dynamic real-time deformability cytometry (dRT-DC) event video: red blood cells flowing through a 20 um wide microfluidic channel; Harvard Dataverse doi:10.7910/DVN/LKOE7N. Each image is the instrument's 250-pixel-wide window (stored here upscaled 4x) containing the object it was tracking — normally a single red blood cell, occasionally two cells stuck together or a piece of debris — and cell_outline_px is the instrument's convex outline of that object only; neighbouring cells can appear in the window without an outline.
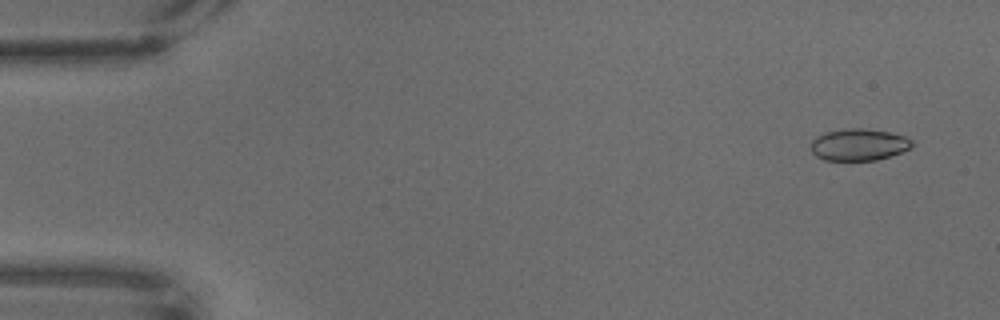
{"species": "common noctule bat (a hibernating species)", "species_latin": "Nyctalus noctula", "temperature_condition": "warm", "stored_images_in_passage": 68, "camera_frame_rate_fps": 3000, "um_per_image_px": 0.085, "animal": {"sex": "male", "body_mass_g": 18.8}, "frame": {"image": 1, "passage_image": 4, "time_ms": 1.0, "image_size_px": [1000, 320], "cell_outline_px": [[912, 148], [876, 160], [824, 160], [816, 156], [812, 152], [812, 140], [816, 136], [824, 132], [852, 128], [864, 128], [888, 132], [904, 136], [912, 140]], "centroid_in_image_um": [72.98, 12.29], "position_along_channel_um": 12.0, "area_um2": 18.61}}
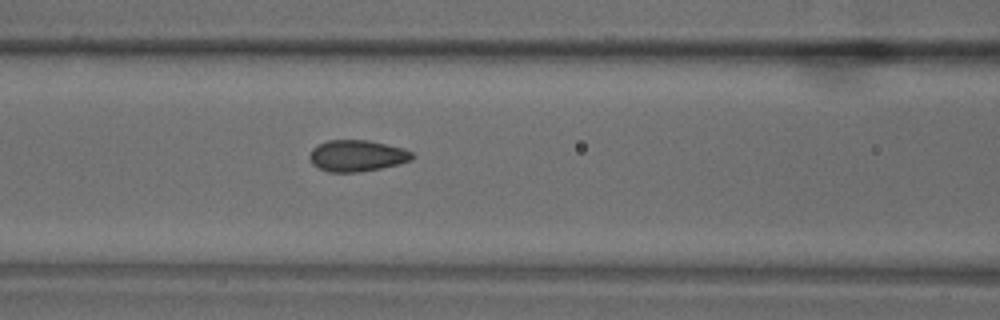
{"frame": {"image": 2, "passage_image": 29, "time_ms": 9.333, "image_size_px": [1000, 320], "cell_outline_px": [[416, 156], [412, 160], [380, 168], [356, 172], [328, 172], [312, 164], [308, 156], [312, 148], [316, 144], [328, 140], [368, 140], [404, 148], [412, 152]], "centroid_in_image_um": [30.32, 13.22], "position_along_channel_um": 136.3, "area_um2": 18.84}}
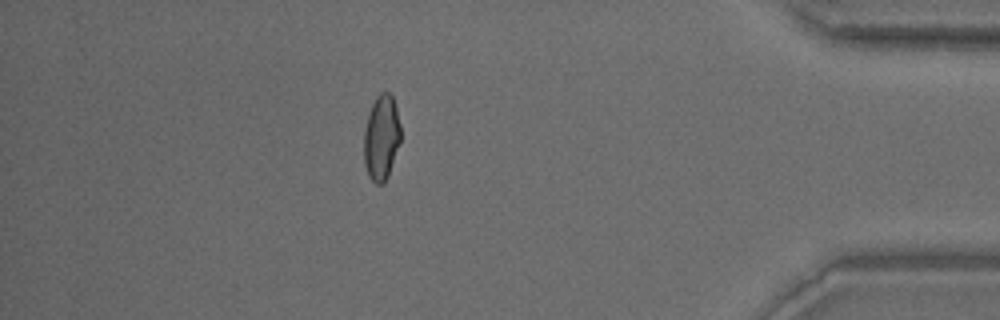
{"frame": {"image": 3, "passage_image": 60, "time_ms": 19.667, "image_size_px": [1000, 320], "cell_outline_px": [[400, 140], [388, 176], [384, 184], [376, 184], [368, 176], [364, 164], [364, 132], [368, 116], [372, 104], [376, 96], [380, 92], [388, 92], [392, 96], [396, 108], [400, 124]], "centroid_in_image_um": [32.41, 11.71], "position_along_channel_um": 402.8, "area_um2": 18.15}}